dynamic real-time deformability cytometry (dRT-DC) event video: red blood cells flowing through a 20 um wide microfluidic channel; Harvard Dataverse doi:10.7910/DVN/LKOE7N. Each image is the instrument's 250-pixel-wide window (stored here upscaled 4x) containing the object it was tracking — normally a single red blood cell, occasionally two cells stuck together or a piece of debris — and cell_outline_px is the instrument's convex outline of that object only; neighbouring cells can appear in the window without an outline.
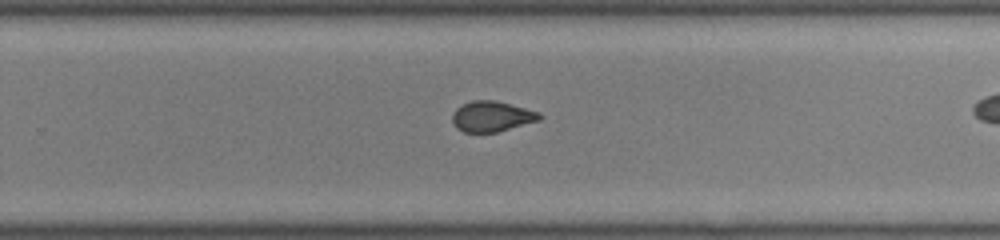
{"species": "common noctule bat (a hibernating species)", "species_latin": "Nyctalus noctula", "temperature_condition": "room temperature", "stored_images_in_passage": 26, "camera_frame_rate_fps": 3000, "um_per_image_px": 0.085, "animal": {"sex": "male", "body_mass_g": 19.0, "forearm_length_mm": 50.8}, "frame": {"image": 1, "passage_image": 19, "time_ms": 6.0, "image_size_px": [1000, 240], "cell_outline_px": [[544, 116], [540, 120], [496, 132], [464, 132], [456, 128], [452, 120], [452, 116], [456, 108], [472, 100], [496, 100], [540, 112]], "centroid_in_image_um": [41.82, 9.89], "position_along_channel_um": 288.0, "area_um2": 15.49}}
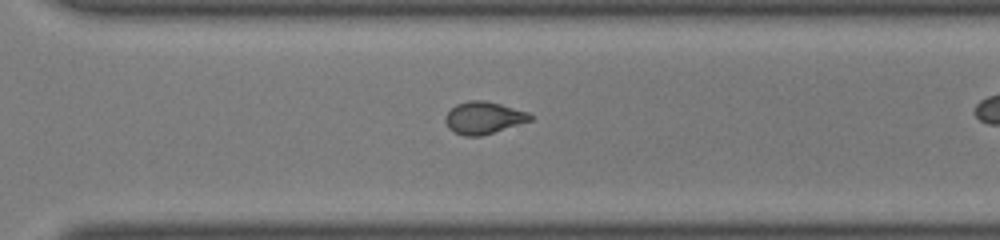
{"frame": {"image": 2, "passage_image": 22, "time_ms": 7.0, "image_size_px": [1000, 240], "cell_outline_px": [[532, 120], [480, 136], [464, 136], [452, 132], [448, 128], [444, 120], [444, 116], [456, 104], [468, 100], [484, 100], [500, 104], [528, 112], [532, 116]], "centroid_in_image_um": [41.06, 10.01], "position_along_channel_um": 329.5, "area_um2": 15.9}}